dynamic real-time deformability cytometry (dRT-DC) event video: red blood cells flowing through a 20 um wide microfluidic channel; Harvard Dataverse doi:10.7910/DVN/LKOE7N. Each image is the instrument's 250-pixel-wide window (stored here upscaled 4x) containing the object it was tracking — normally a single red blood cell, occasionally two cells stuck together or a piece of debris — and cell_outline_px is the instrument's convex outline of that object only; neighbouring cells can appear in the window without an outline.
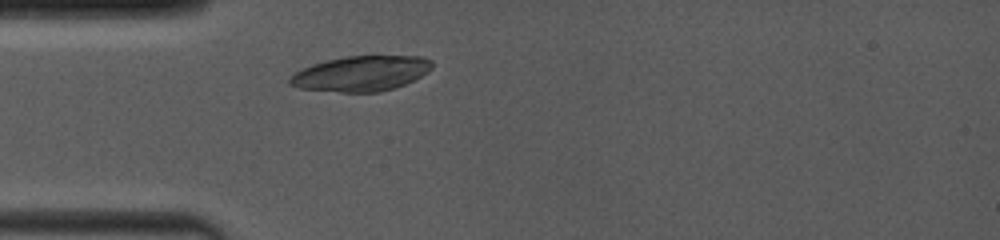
{"species": "common noctule bat (a hibernating species)", "species_latin": "Nyctalus noctula", "temperature_condition": "room temperature", "stored_images_in_passage": 2, "camera_frame_rate_fps": 4000, "um_per_image_px": 0.085, "animal": {"sex": "female", "body_mass_g": 19.0, "forearm_length_mm": 53.3}, "frame": {"image": 1, "passage_image": 2, "time_ms": 1.0, "image_size_px": [1000, 240], "cell_outline_px": [[432, 68], [428, 72], [396, 88], [380, 92], [340, 92], [300, 88], [288, 84], [288, 80], [296, 72], [312, 64], [344, 56], [420, 56], [432, 60]], "centroid_in_image_um": [30.71, 6.25], "position_along_channel_um": 54.3, "area_um2": 29.07}}